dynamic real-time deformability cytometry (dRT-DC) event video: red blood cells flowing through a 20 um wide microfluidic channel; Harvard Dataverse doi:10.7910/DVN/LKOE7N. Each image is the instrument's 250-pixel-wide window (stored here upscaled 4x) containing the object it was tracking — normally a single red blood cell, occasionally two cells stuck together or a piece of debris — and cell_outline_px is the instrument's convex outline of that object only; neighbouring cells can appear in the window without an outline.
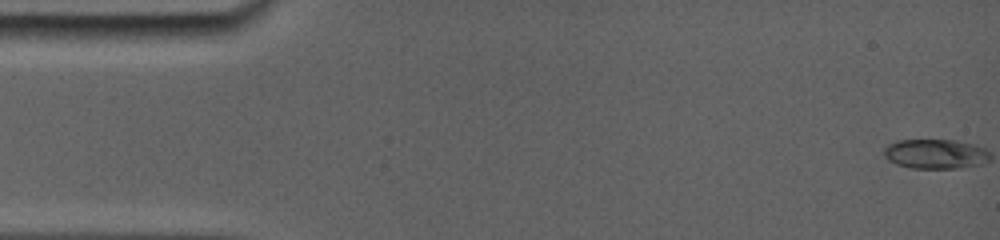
{"species": "common noctule bat (a hibernating species)", "species_latin": "Nyctalus noctula", "temperature_condition": "room temperature", "stored_images_in_passage": 36, "camera_frame_rate_fps": 5000, "um_per_image_px": 0.085, "animal": {"sex": "female", "body_mass_g": 19.0, "forearm_length_mm": 56.7}, "frame": {"image": 1, "passage_image": 1, "time_ms": 0.0, "image_size_px": [1000, 240], "cell_outline_px": [[964, 156], [960, 164], [952, 168], [916, 168], [900, 164], [892, 160], [888, 156], [888, 148], [892, 144], [904, 140], [948, 140], [960, 144], [964, 152]], "centroid_in_image_um": [78.78, 13.06], "position_along_channel_um": 6.2, "area_um2": 13.41}}
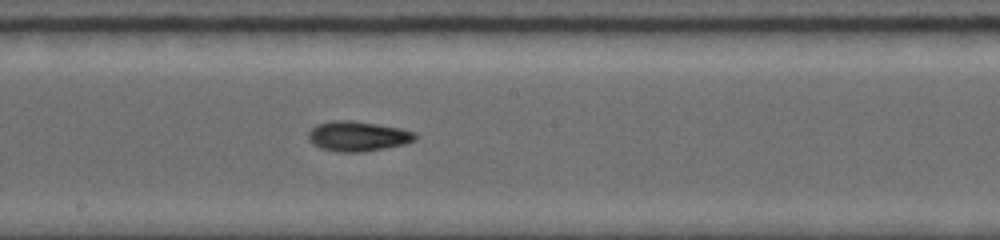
{"frame": {"image": 2, "passage_image": 21, "time_ms": 8.8, "image_size_px": [1000, 240], "cell_outline_px": [[416, 140], [404, 144], [364, 152], [340, 152], [320, 148], [308, 140], [308, 132], [316, 124], [332, 120], [348, 120], [376, 124], [400, 128], [412, 132], [416, 136]], "centroid_in_image_um": [30.37, 11.58], "position_along_channel_um": 217.8, "area_um2": 18.55}}
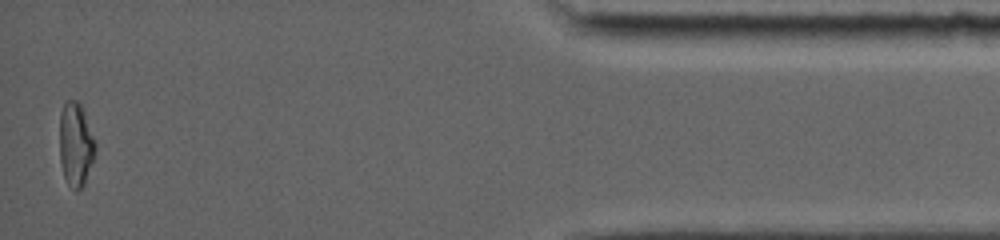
{"frame": {"image": 3, "passage_image": 36, "time_ms": 15.8, "image_size_px": [1000, 240], "cell_outline_px": [[96, 148], [84, 184], [76, 192], [68, 184], [64, 176], [60, 160], [60, 112], [64, 100], [76, 100], [80, 104], [96, 144]], "centroid_in_image_um": [6.41, 12.26], "position_along_channel_um": 428.8, "area_um2": 17.17}, "authors_computed_cell_mechanics": {"area_um2": 16.9932, "velocity_mm_per_s": 3.8998, "shape_relaxation_time_tau1_ms": 7.1844, "shape_relaxation_time_tau2_ms": 3.1042, "deformation_change_tau1": 0.2084, "deformation_change_tau2": 0.0592}}